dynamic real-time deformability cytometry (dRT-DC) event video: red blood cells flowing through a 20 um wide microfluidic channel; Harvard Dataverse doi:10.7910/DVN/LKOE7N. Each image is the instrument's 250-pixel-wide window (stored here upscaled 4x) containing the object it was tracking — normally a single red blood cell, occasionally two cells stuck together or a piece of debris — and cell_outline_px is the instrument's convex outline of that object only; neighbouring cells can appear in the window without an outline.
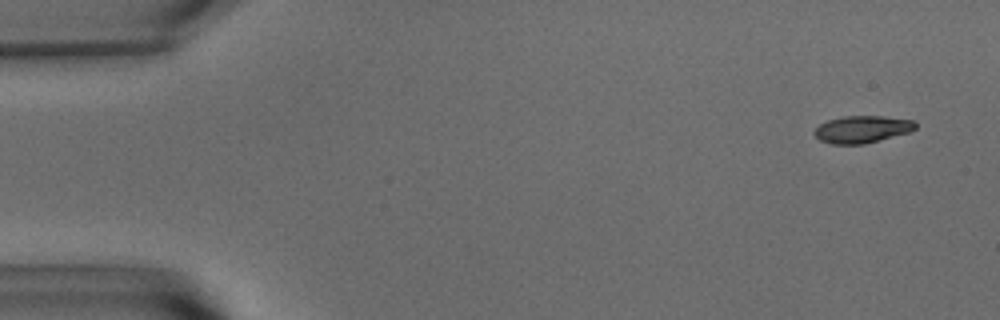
{"species": "common noctule bat (a hibernating species)", "species_latin": "Nyctalus noctula", "temperature_condition": "warm", "stored_images_in_passage": 56, "camera_frame_rate_fps": 3000, "um_per_image_px": 0.085, "animal": {"sex": "male", "body_mass_g": 15.6}, "frame": {"image": 1, "passage_image": 3, "time_ms": 0.667, "image_size_px": [1000, 320], "cell_outline_px": [[916, 128], [908, 132], [864, 144], [832, 144], [820, 140], [812, 132], [820, 124], [828, 120], [844, 116], [884, 116], [912, 120], [916, 124]], "centroid_in_image_um": [73.25, 10.98], "position_along_channel_um": 11.7, "area_um2": 15.84}}
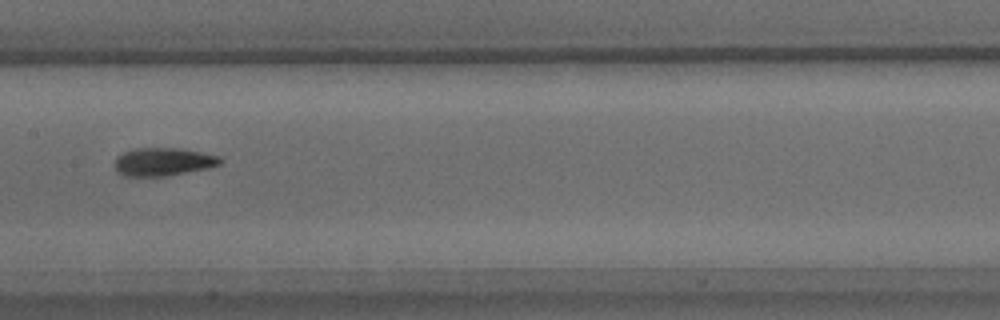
{"frame": {"image": 2, "passage_image": 28, "time_ms": 9.0, "image_size_px": [1000, 320], "cell_outline_px": [[224, 160], [220, 164], [208, 168], [164, 176], [124, 176], [116, 172], [116, 156], [124, 152], [136, 148], [176, 148], [200, 152], [220, 156]], "centroid_in_image_um": [13.87, 13.75], "position_along_channel_um": 193.5, "area_um2": 17.17}}
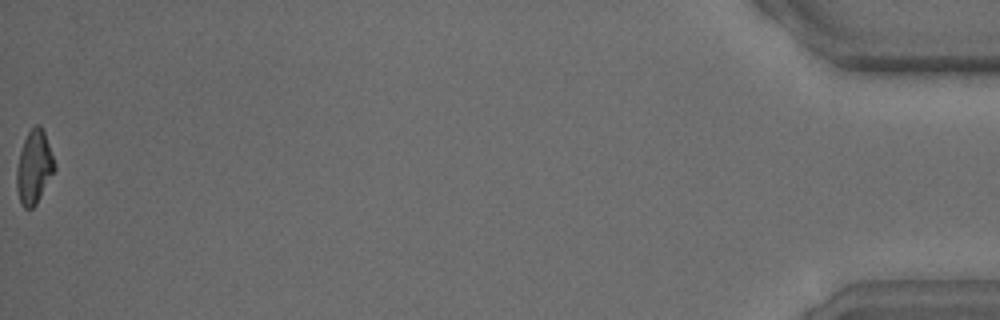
{"frame": {"image": 3, "passage_image": 56, "time_ms": 18.333, "image_size_px": [1000, 320], "cell_outline_px": [[56, 168], [36, 204], [32, 208], [24, 208], [20, 204], [16, 188], [16, 168], [20, 152], [24, 140], [28, 132], [36, 124], [40, 124], [44, 132], [56, 164]], "centroid_in_image_um": [2.89, 14.22], "position_along_channel_um": 432.3, "area_um2": 16.18}, "authors_computed_cell_mechanics": {"area_um2": 16.8198, "velocity_mm_per_s": 3.627, "shape_relaxation_time_tau1_ms": 4.2053, "shape_relaxation_time_tau2_ms": 1.9778, "deformation_change_tau1": 0.16, "deformation_change_tau2": 0.0823}}